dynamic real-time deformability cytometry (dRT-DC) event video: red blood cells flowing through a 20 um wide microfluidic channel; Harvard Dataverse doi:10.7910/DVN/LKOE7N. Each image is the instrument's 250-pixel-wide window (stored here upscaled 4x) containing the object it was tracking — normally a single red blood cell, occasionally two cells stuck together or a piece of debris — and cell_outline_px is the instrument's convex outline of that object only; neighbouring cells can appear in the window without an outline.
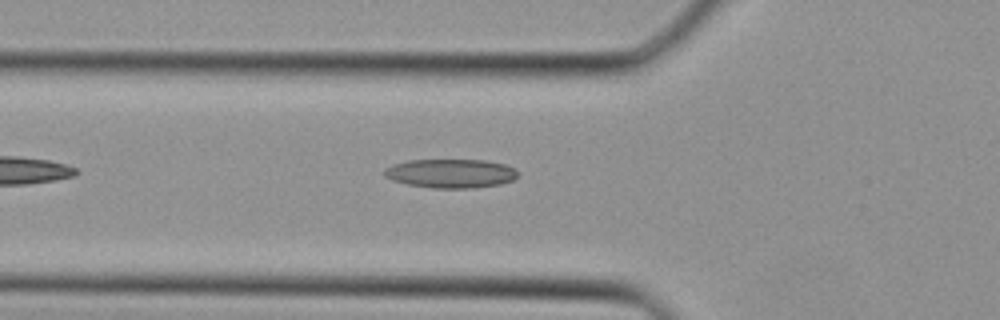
{"species": "Egyptian fruit bat (a non-hibernating species)", "species_latin": "Rousettus aegyptiacus", "temperature_condition": "cold", "stored_images_in_passage": 13, "camera_frame_rate_fps": 3000, "um_per_image_px": 0.085, "animal": {"sex": "female"}, "frame": {"image": 1, "passage_image": 3, "time_ms": 0.667, "image_size_px": [1000, 320], "cell_outline_px": [[516, 176], [512, 180], [500, 184], [472, 188], [432, 188], [408, 184], [392, 180], [384, 176], [384, 168], [392, 164], [408, 160], [484, 160], [504, 164], [512, 168], [516, 172]], "centroid_in_image_um": [38.25, 14.74], "position_along_channel_um": 87.6, "area_um2": 22.37}}
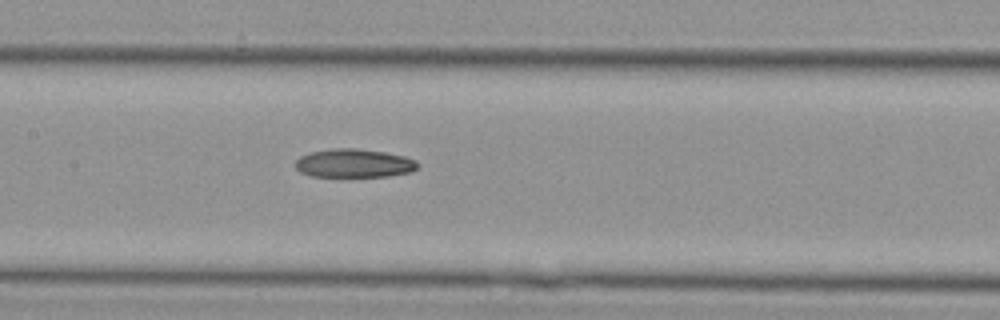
{"frame": {"image": 2, "passage_image": 8, "time_ms": 2.333, "image_size_px": [1000, 320], "cell_outline_px": [[420, 164], [412, 172], [388, 176], [312, 176], [300, 172], [296, 168], [296, 160], [300, 156], [308, 152], [332, 148], [356, 148], [384, 152], [404, 156], [416, 160]], "centroid_in_image_um": [30.09, 13.87], "position_along_channel_um": 177.3, "area_um2": 20.4}}
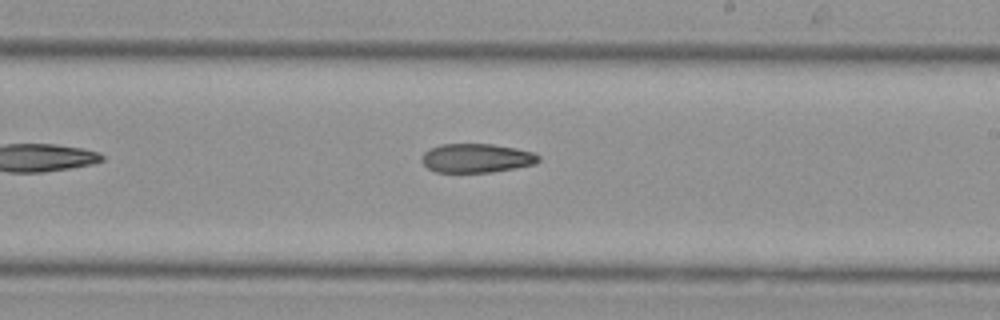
{"frame": {"image": 3, "passage_image": 12, "time_ms": 3.667, "image_size_px": [1000, 320], "cell_outline_px": [[540, 160], [536, 164], [492, 172], [436, 172], [428, 168], [420, 160], [420, 156], [428, 148], [440, 144], [492, 144], [516, 148], [532, 152], [540, 156]], "centroid_in_image_um": [40.47, 13.43], "position_along_channel_um": 248.5, "area_um2": 19.88}}